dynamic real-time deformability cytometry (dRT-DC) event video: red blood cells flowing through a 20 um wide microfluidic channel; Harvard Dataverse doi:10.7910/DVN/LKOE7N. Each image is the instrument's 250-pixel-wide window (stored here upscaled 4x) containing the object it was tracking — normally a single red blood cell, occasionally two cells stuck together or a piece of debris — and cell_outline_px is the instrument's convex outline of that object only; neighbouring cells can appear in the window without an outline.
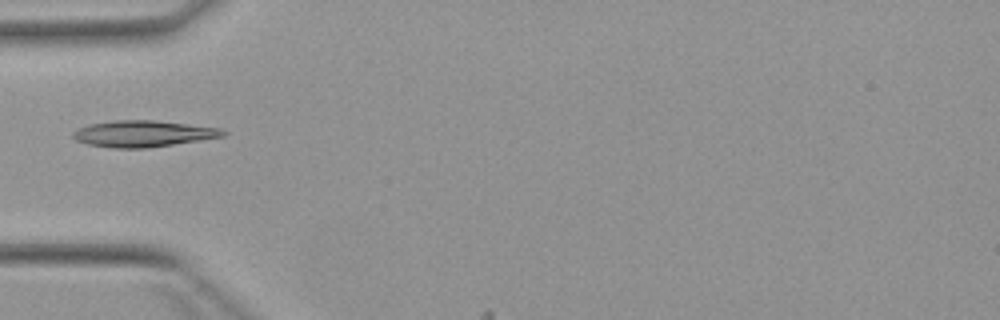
{"species": "Egyptian fruit bat (a non-hibernating species)", "species_latin": "Rousettus aegyptiacus", "temperature_condition": "warm", "stored_images_in_passage": 5, "camera_frame_rate_fps": 3000, "um_per_image_px": 0.085, "animal": {"sex": "female"}, "frame": {"image": 1, "passage_image": 4, "time_ms": 3.667, "image_size_px": [1000, 320], "cell_outline_px": [[228, 132], [224, 136], [200, 140], [148, 148], [116, 148], [88, 144], [76, 140], [72, 136], [72, 132], [88, 124], [112, 120], [152, 120], [220, 128]], "centroid_in_image_um": [12.15, 11.36], "position_along_channel_um": 72.8, "area_um2": 22.89}}